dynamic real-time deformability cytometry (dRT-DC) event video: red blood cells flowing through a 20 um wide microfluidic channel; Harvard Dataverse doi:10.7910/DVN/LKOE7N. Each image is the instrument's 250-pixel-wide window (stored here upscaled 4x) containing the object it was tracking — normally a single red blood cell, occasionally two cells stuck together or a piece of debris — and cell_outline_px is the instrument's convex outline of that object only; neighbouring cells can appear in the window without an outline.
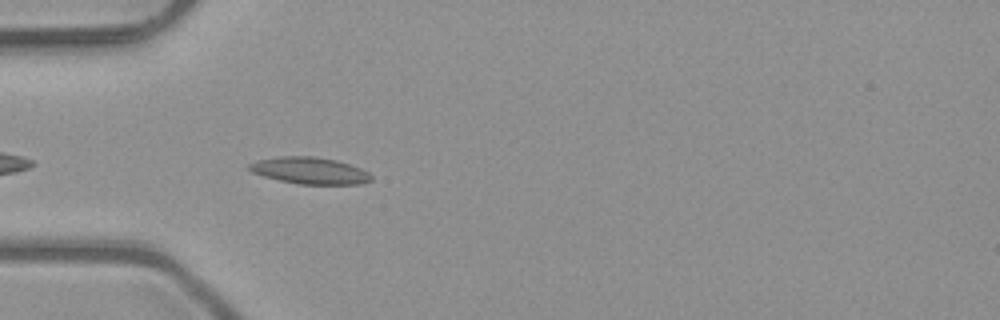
{"species": "common noctule bat (a hibernating species)", "species_latin": "Nyctalus noctula", "temperature_condition": "room temperature", "stored_images_in_passage": 5, "camera_frame_rate_fps": 3000, "um_per_image_px": 0.085, "animal": {"sex": "male", "body_mass_g": 23.1, "forearm_length_mm": 52.7}, "frame": {"image": 1, "passage_image": 5, "time_ms": 1.333, "image_size_px": [1000, 320], "cell_outline_px": [[372, 180], [364, 184], [296, 184], [264, 176], [252, 172], [248, 168], [248, 164], [256, 160], [276, 156], [312, 156], [336, 160], [360, 168], [368, 172], [372, 176]], "centroid_in_image_um": [26.32, 14.5], "position_along_channel_um": 58.7, "area_um2": 19.07}}